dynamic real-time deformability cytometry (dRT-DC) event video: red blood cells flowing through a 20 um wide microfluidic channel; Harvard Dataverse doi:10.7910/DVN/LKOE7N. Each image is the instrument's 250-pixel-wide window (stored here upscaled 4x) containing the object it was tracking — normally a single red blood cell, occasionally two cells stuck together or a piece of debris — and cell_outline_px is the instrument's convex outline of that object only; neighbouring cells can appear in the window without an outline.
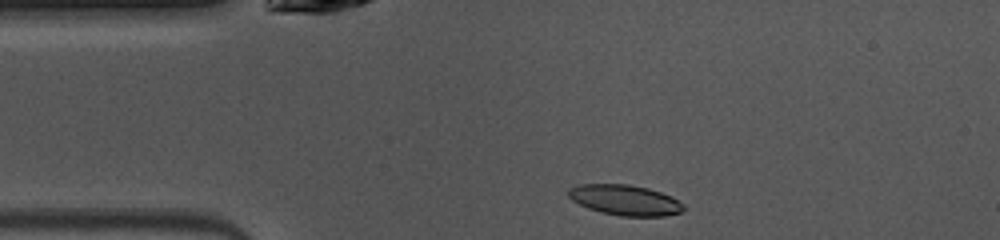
{"species": "common noctule bat (a hibernating species)", "species_latin": "Nyctalus noctula", "temperature_condition": "warm", "stored_images_in_passage": 34, "camera_frame_rate_fps": 3000, "um_per_image_px": 0.085, "animal": {"sex": "female", "body_mass_g": 10.0, "forearm_length_mm": 53.1}, "frame": {"image": 1, "passage_image": 1, "time_ms": 0.0, "image_size_px": [1000, 240], "cell_outline_px": [[684, 208], [680, 212], [664, 216], [620, 216], [600, 212], [588, 208], [572, 200], [568, 196], [568, 188], [580, 184], [628, 184], [648, 188], [672, 196], [684, 204]], "centroid_in_image_um": [53.12, 17.0], "position_along_channel_um": 31.9, "area_um2": 20.46}}
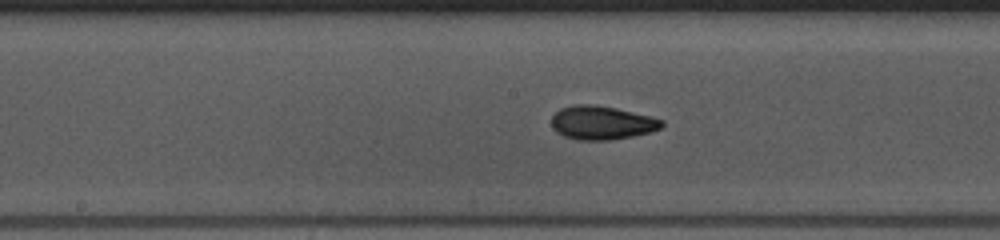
{"frame": {"image": 2, "passage_image": 15, "time_ms": 4.667, "image_size_px": [1000, 240], "cell_outline_px": [[664, 124], [660, 128], [648, 132], [632, 136], [608, 140], [576, 140], [564, 136], [556, 132], [552, 128], [552, 116], [560, 108], [572, 104], [596, 104], [616, 108], [652, 116], [664, 120]], "centroid_in_image_um": [51.13, 10.42], "position_along_channel_um": 197.1, "area_um2": 21.79}}
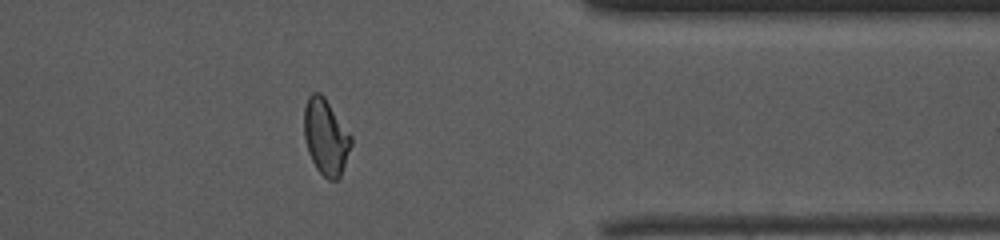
{"frame": {"image": 3, "passage_image": 30, "time_ms": 9.667, "image_size_px": [1000, 240], "cell_outline_px": [[352, 144], [340, 176], [336, 180], [328, 180], [316, 168], [308, 152], [304, 136], [304, 108], [308, 96], [312, 92], [320, 92], [324, 96], [352, 136]], "centroid_in_image_um": [27.68, 11.62], "position_along_channel_um": 383.7, "area_um2": 20.75}, "authors_computed_cell_mechanics": {"area_um2": 20.6924, "velocity_mm_per_s": 4.0894, "shape_relaxation_time_tau1_ms": 4.3714, "shape_relaxation_time_tau2_ms": 2.1291, "deformation_change_tau1": 0.1594, "deformation_change_tau2": 0.0684}}